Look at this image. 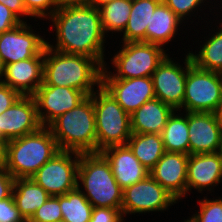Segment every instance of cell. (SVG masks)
<instances>
[{
	"instance_id": "cell-1",
	"label": "cell",
	"mask_w": 222,
	"mask_h": 222,
	"mask_svg": "<svg viewBox=\"0 0 222 222\" xmlns=\"http://www.w3.org/2000/svg\"><path fill=\"white\" fill-rule=\"evenodd\" d=\"M49 19L53 22L57 43L47 41V47L66 54L84 55L106 66L104 43L108 36L103 31L98 7H58Z\"/></svg>"
},
{
	"instance_id": "cell-2",
	"label": "cell",
	"mask_w": 222,
	"mask_h": 222,
	"mask_svg": "<svg viewBox=\"0 0 222 222\" xmlns=\"http://www.w3.org/2000/svg\"><path fill=\"white\" fill-rule=\"evenodd\" d=\"M103 66L95 59L44 49L43 83L83 91L90 96L102 84ZM97 87L94 89V87Z\"/></svg>"
},
{
	"instance_id": "cell-3",
	"label": "cell",
	"mask_w": 222,
	"mask_h": 222,
	"mask_svg": "<svg viewBox=\"0 0 222 222\" xmlns=\"http://www.w3.org/2000/svg\"><path fill=\"white\" fill-rule=\"evenodd\" d=\"M62 151L97 153V133L92 96L58 116L47 126Z\"/></svg>"
},
{
	"instance_id": "cell-4",
	"label": "cell",
	"mask_w": 222,
	"mask_h": 222,
	"mask_svg": "<svg viewBox=\"0 0 222 222\" xmlns=\"http://www.w3.org/2000/svg\"><path fill=\"white\" fill-rule=\"evenodd\" d=\"M77 182V188L93 207L121 209L123 190L101 152L80 154Z\"/></svg>"
},
{
	"instance_id": "cell-5",
	"label": "cell",
	"mask_w": 222,
	"mask_h": 222,
	"mask_svg": "<svg viewBox=\"0 0 222 222\" xmlns=\"http://www.w3.org/2000/svg\"><path fill=\"white\" fill-rule=\"evenodd\" d=\"M60 148L47 126L7 142L5 169L15 178H30Z\"/></svg>"
},
{
	"instance_id": "cell-6",
	"label": "cell",
	"mask_w": 222,
	"mask_h": 222,
	"mask_svg": "<svg viewBox=\"0 0 222 222\" xmlns=\"http://www.w3.org/2000/svg\"><path fill=\"white\" fill-rule=\"evenodd\" d=\"M91 96L95 113L97 152L111 146L127 145L132 135L130 115L102 85Z\"/></svg>"
},
{
	"instance_id": "cell-7",
	"label": "cell",
	"mask_w": 222,
	"mask_h": 222,
	"mask_svg": "<svg viewBox=\"0 0 222 222\" xmlns=\"http://www.w3.org/2000/svg\"><path fill=\"white\" fill-rule=\"evenodd\" d=\"M122 48L111 59L114 72L104 67L102 79L152 77L153 72L169 54L160 45L145 42H122ZM109 70V71H108Z\"/></svg>"
},
{
	"instance_id": "cell-8",
	"label": "cell",
	"mask_w": 222,
	"mask_h": 222,
	"mask_svg": "<svg viewBox=\"0 0 222 222\" xmlns=\"http://www.w3.org/2000/svg\"><path fill=\"white\" fill-rule=\"evenodd\" d=\"M222 106V73L198 68L194 63L187 71L181 112L217 113Z\"/></svg>"
},
{
	"instance_id": "cell-9",
	"label": "cell",
	"mask_w": 222,
	"mask_h": 222,
	"mask_svg": "<svg viewBox=\"0 0 222 222\" xmlns=\"http://www.w3.org/2000/svg\"><path fill=\"white\" fill-rule=\"evenodd\" d=\"M80 153L60 151L30 178L50 196L65 195L77 187Z\"/></svg>"
},
{
	"instance_id": "cell-10",
	"label": "cell",
	"mask_w": 222,
	"mask_h": 222,
	"mask_svg": "<svg viewBox=\"0 0 222 222\" xmlns=\"http://www.w3.org/2000/svg\"><path fill=\"white\" fill-rule=\"evenodd\" d=\"M178 200L148 175L142 181L123 190L121 212L127 214L166 211Z\"/></svg>"
},
{
	"instance_id": "cell-11",
	"label": "cell",
	"mask_w": 222,
	"mask_h": 222,
	"mask_svg": "<svg viewBox=\"0 0 222 222\" xmlns=\"http://www.w3.org/2000/svg\"><path fill=\"white\" fill-rule=\"evenodd\" d=\"M168 54L152 74L155 97L174 110H179L184 101L187 71L193 64L189 54L185 56L183 64L174 62Z\"/></svg>"
},
{
	"instance_id": "cell-12",
	"label": "cell",
	"mask_w": 222,
	"mask_h": 222,
	"mask_svg": "<svg viewBox=\"0 0 222 222\" xmlns=\"http://www.w3.org/2000/svg\"><path fill=\"white\" fill-rule=\"evenodd\" d=\"M25 21L0 34V55L4 65L44 56L47 40L39 36Z\"/></svg>"
},
{
	"instance_id": "cell-13",
	"label": "cell",
	"mask_w": 222,
	"mask_h": 222,
	"mask_svg": "<svg viewBox=\"0 0 222 222\" xmlns=\"http://www.w3.org/2000/svg\"><path fill=\"white\" fill-rule=\"evenodd\" d=\"M42 126H48L58 116L70 111L87 95L80 90L64 86H49L42 83L32 95Z\"/></svg>"
},
{
	"instance_id": "cell-14",
	"label": "cell",
	"mask_w": 222,
	"mask_h": 222,
	"mask_svg": "<svg viewBox=\"0 0 222 222\" xmlns=\"http://www.w3.org/2000/svg\"><path fill=\"white\" fill-rule=\"evenodd\" d=\"M42 127L33 96L21 95L0 115L1 137L7 141L38 131Z\"/></svg>"
},
{
	"instance_id": "cell-15",
	"label": "cell",
	"mask_w": 222,
	"mask_h": 222,
	"mask_svg": "<svg viewBox=\"0 0 222 222\" xmlns=\"http://www.w3.org/2000/svg\"><path fill=\"white\" fill-rule=\"evenodd\" d=\"M221 134L217 113L188 112L189 155L219 152Z\"/></svg>"
},
{
	"instance_id": "cell-16",
	"label": "cell",
	"mask_w": 222,
	"mask_h": 222,
	"mask_svg": "<svg viewBox=\"0 0 222 222\" xmlns=\"http://www.w3.org/2000/svg\"><path fill=\"white\" fill-rule=\"evenodd\" d=\"M101 85L129 115L145 102L156 98L152 77L102 79Z\"/></svg>"
},
{
	"instance_id": "cell-17",
	"label": "cell",
	"mask_w": 222,
	"mask_h": 222,
	"mask_svg": "<svg viewBox=\"0 0 222 222\" xmlns=\"http://www.w3.org/2000/svg\"><path fill=\"white\" fill-rule=\"evenodd\" d=\"M189 155L165 151L149 175L178 201L187 195V163ZM183 197V198H182Z\"/></svg>"
},
{
	"instance_id": "cell-18",
	"label": "cell",
	"mask_w": 222,
	"mask_h": 222,
	"mask_svg": "<svg viewBox=\"0 0 222 222\" xmlns=\"http://www.w3.org/2000/svg\"><path fill=\"white\" fill-rule=\"evenodd\" d=\"M220 182H222V157L219 152L189 155L187 194L193 188L199 193L206 189L212 193Z\"/></svg>"
},
{
	"instance_id": "cell-19",
	"label": "cell",
	"mask_w": 222,
	"mask_h": 222,
	"mask_svg": "<svg viewBox=\"0 0 222 222\" xmlns=\"http://www.w3.org/2000/svg\"><path fill=\"white\" fill-rule=\"evenodd\" d=\"M43 64L44 56L7 64L1 82L21 95L32 96L43 83Z\"/></svg>"
},
{
	"instance_id": "cell-20",
	"label": "cell",
	"mask_w": 222,
	"mask_h": 222,
	"mask_svg": "<svg viewBox=\"0 0 222 222\" xmlns=\"http://www.w3.org/2000/svg\"><path fill=\"white\" fill-rule=\"evenodd\" d=\"M101 153L109 161L113 175L122 190L149 175V170L134 156L128 145L111 146Z\"/></svg>"
},
{
	"instance_id": "cell-21",
	"label": "cell",
	"mask_w": 222,
	"mask_h": 222,
	"mask_svg": "<svg viewBox=\"0 0 222 222\" xmlns=\"http://www.w3.org/2000/svg\"><path fill=\"white\" fill-rule=\"evenodd\" d=\"M174 109L154 98L142 104L130 115L131 132L141 134H161Z\"/></svg>"
},
{
	"instance_id": "cell-22",
	"label": "cell",
	"mask_w": 222,
	"mask_h": 222,
	"mask_svg": "<svg viewBox=\"0 0 222 222\" xmlns=\"http://www.w3.org/2000/svg\"><path fill=\"white\" fill-rule=\"evenodd\" d=\"M182 20L162 1L155 9L146 28V43L167 45L178 34ZM177 32V34H176Z\"/></svg>"
},
{
	"instance_id": "cell-23",
	"label": "cell",
	"mask_w": 222,
	"mask_h": 222,
	"mask_svg": "<svg viewBox=\"0 0 222 222\" xmlns=\"http://www.w3.org/2000/svg\"><path fill=\"white\" fill-rule=\"evenodd\" d=\"M12 195L20 215L26 222L50 197L48 192L31 178L15 179Z\"/></svg>"
},
{
	"instance_id": "cell-24",
	"label": "cell",
	"mask_w": 222,
	"mask_h": 222,
	"mask_svg": "<svg viewBox=\"0 0 222 222\" xmlns=\"http://www.w3.org/2000/svg\"><path fill=\"white\" fill-rule=\"evenodd\" d=\"M162 0H132L128 23L122 32V42H145L146 28L156 7Z\"/></svg>"
},
{
	"instance_id": "cell-25",
	"label": "cell",
	"mask_w": 222,
	"mask_h": 222,
	"mask_svg": "<svg viewBox=\"0 0 222 222\" xmlns=\"http://www.w3.org/2000/svg\"><path fill=\"white\" fill-rule=\"evenodd\" d=\"M178 113L173 111L162 130L164 150L189 155L188 112Z\"/></svg>"
},
{
	"instance_id": "cell-26",
	"label": "cell",
	"mask_w": 222,
	"mask_h": 222,
	"mask_svg": "<svg viewBox=\"0 0 222 222\" xmlns=\"http://www.w3.org/2000/svg\"><path fill=\"white\" fill-rule=\"evenodd\" d=\"M127 145L133 151L134 156L149 171L165 152L161 134L132 133Z\"/></svg>"
},
{
	"instance_id": "cell-27",
	"label": "cell",
	"mask_w": 222,
	"mask_h": 222,
	"mask_svg": "<svg viewBox=\"0 0 222 222\" xmlns=\"http://www.w3.org/2000/svg\"><path fill=\"white\" fill-rule=\"evenodd\" d=\"M218 24V31L214 29L210 38L206 36V41L199 47V53L189 51V54L198 68L222 73V22Z\"/></svg>"
},
{
	"instance_id": "cell-28",
	"label": "cell",
	"mask_w": 222,
	"mask_h": 222,
	"mask_svg": "<svg viewBox=\"0 0 222 222\" xmlns=\"http://www.w3.org/2000/svg\"><path fill=\"white\" fill-rule=\"evenodd\" d=\"M102 28L106 33H121L124 31L130 11L132 0H112L100 5L99 7Z\"/></svg>"
},
{
	"instance_id": "cell-29",
	"label": "cell",
	"mask_w": 222,
	"mask_h": 222,
	"mask_svg": "<svg viewBox=\"0 0 222 222\" xmlns=\"http://www.w3.org/2000/svg\"><path fill=\"white\" fill-rule=\"evenodd\" d=\"M59 200L63 220L66 222H89L93 206L85 195L75 188L65 195L55 196Z\"/></svg>"
},
{
	"instance_id": "cell-30",
	"label": "cell",
	"mask_w": 222,
	"mask_h": 222,
	"mask_svg": "<svg viewBox=\"0 0 222 222\" xmlns=\"http://www.w3.org/2000/svg\"><path fill=\"white\" fill-rule=\"evenodd\" d=\"M199 211L190 218L184 219V222H222V198L198 200Z\"/></svg>"
},
{
	"instance_id": "cell-31",
	"label": "cell",
	"mask_w": 222,
	"mask_h": 222,
	"mask_svg": "<svg viewBox=\"0 0 222 222\" xmlns=\"http://www.w3.org/2000/svg\"><path fill=\"white\" fill-rule=\"evenodd\" d=\"M61 220H63V216L59 200L55 196H50L28 222H57Z\"/></svg>"
},
{
	"instance_id": "cell-32",
	"label": "cell",
	"mask_w": 222,
	"mask_h": 222,
	"mask_svg": "<svg viewBox=\"0 0 222 222\" xmlns=\"http://www.w3.org/2000/svg\"><path fill=\"white\" fill-rule=\"evenodd\" d=\"M182 21L196 17L200 8L206 5L207 0H162ZM210 1V0H208ZM200 7V8H199ZM199 9V10H198ZM197 10V13L195 12ZM194 11V12H193ZM193 12V13H192ZM196 13V15H192ZM189 18H188V17Z\"/></svg>"
},
{
	"instance_id": "cell-33",
	"label": "cell",
	"mask_w": 222,
	"mask_h": 222,
	"mask_svg": "<svg viewBox=\"0 0 222 222\" xmlns=\"http://www.w3.org/2000/svg\"><path fill=\"white\" fill-rule=\"evenodd\" d=\"M27 13L36 18L48 19L58 9L56 0H23Z\"/></svg>"
},
{
	"instance_id": "cell-34",
	"label": "cell",
	"mask_w": 222,
	"mask_h": 222,
	"mask_svg": "<svg viewBox=\"0 0 222 222\" xmlns=\"http://www.w3.org/2000/svg\"><path fill=\"white\" fill-rule=\"evenodd\" d=\"M0 222H26L17 209L13 195L0 200Z\"/></svg>"
},
{
	"instance_id": "cell-35",
	"label": "cell",
	"mask_w": 222,
	"mask_h": 222,
	"mask_svg": "<svg viewBox=\"0 0 222 222\" xmlns=\"http://www.w3.org/2000/svg\"><path fill=\"white\" fill-rule=\"evenodd\" d=\"M121 209L93 207L89 222H123Z\"/></svg>"
},
{
	"instance_id": "cell-36",
	"label": "cell",
	"mask_w": 222,
	"mask_h": 222,
	"mask_svg": "<svg viewBox=\"0 0 222 222\" xmlns=\"http://www.w3.org/2000/svg\"><path fill=\"white\" fill-rule=\"evenodd\" d=\"M22 21L4 4L0 3V34L13 29Z\"/></svg>"
},
{
	"instance_id": "cell-37",
	"label": "cell",
	"mask_w": 222,
	"mask_h": 222,
	"mask_svg": "<svg viewBox=\"0 0 222 222\" xmlns=\"http://www.w3.org/2000/svg\"><path fill=\"white\" fill-rule=\"evenodd\" d=\"M21 94L0 81V115L3 114Z\"/></svg>"
},
{
	"instance_id": "cell-38",
	"label": "cell",
	"mask_w": 222,
	"mask_h": 222,
	"mask_svg": "<svg viewBox=\"0 0 222 222\" xmlns=\"http://www.w3.org/2000/svg\"><path fill=\"white\" fill-rule=\"evenodd\" d=\"M15 178L5 169H0V200L12 195Z\"/></svg>"
},
{
	"instance_id": "cell-39",
	"label": "cell",
	"mask_w": 222,
	"mask_h": 222,
	"mask_svg": "<svg viewBox=\"0 0 222 222\" xmlns=\"http://www.w3.org/2000/svg\"><path fill=\"white\" fill-rule=\"evenodd\" d=\"M0 3L4 4L8 9H10L22 22H24V19L21 17H29L30 15L27 13L23 0H0Z\"/></svg>"
},
{
	"instance_id": "cell-40",
	"label": "cell",
	"mask_w": 222,
	"mask_h": 222,
	"mask_svg": "<svg viewBox=\"0 0 222 222\" xmlns=\"http://www.w3.org/2000/svg\"><path fill=\"white\" fill-rule=\"evenodd\" d=\"M58 7L93 5L94 0H56Z\"/></svg>"
},
{
	"instance_id": "cell-41",
	"label": "cell",
	"mask_w": 222,
	"mask_h": 222,
	"mask_svg": "<svg viewBox=\"0 0 222 222\" xmlns=\"http://www.w3.org/2000/svg\"><path fill=\"white\" fill-rule=\"evenodd\" d=\"M7 142L5 138L0 137V169L6 164Z\"/></svg>"
},
{
	"instance_id": "cell-42",
	"label": "cell",
	"mask_w": 222,
	"mask_h": 222,
	"mask_svg": "<svg viewBox=\"0 0 222 222\" xmlns=\"http://www.w3.org/2000/svg\"><path fill=\"white\" fill-rule=\"evenodd\" d=\"M4 71H5V65H4L1 55H0V81L2 80Z\"/></svg>"
},
{
	"instance_id": "cell-43",
	"label": "cell",
	"mask_w": 222,
	"mask_h": 222,
	"mask_svg": "<svg viewBox=\"0 0 222 222\" xmlns=\"http://www.w3.org/2000/svg\"><path fill=\"white\" fill-rule=\"evenodd\" d=\"M109 1H112V0H94L93 5L95 7H99L100 5H103L104 3L109 2Z\"/></svg>"
},
{
	"instance_id": "cell-44",
	"label": "cell",
	"mask_w": 222,
	"mask_h": 222,
	"mask_svg": "<svg viewBox=\"0 0 222 222\" xmlns=\"http://www.w3.org/2000/svg\"><path fill=\"white\" fill-rule=\"evenodd\" d=\"M219 120H220V125H221V130H222V106L219 109V111L217 112Z\"/></svg>"
},
{
	"instance_id": "cell-45",
	"label": "cell",
	"mask_w": 222,
	"mask_h": 222,
	"mask_svg": "<svg viewBox=\"0 0 222 222\" xmlns=\"http://www.w3.org/2000/svg\"><path fill=\"white\" fill-rule=\"evenodd\" d=\"M219 154H220V156L222 157V134H221Z\"/></svg>"
}]
</instances>
